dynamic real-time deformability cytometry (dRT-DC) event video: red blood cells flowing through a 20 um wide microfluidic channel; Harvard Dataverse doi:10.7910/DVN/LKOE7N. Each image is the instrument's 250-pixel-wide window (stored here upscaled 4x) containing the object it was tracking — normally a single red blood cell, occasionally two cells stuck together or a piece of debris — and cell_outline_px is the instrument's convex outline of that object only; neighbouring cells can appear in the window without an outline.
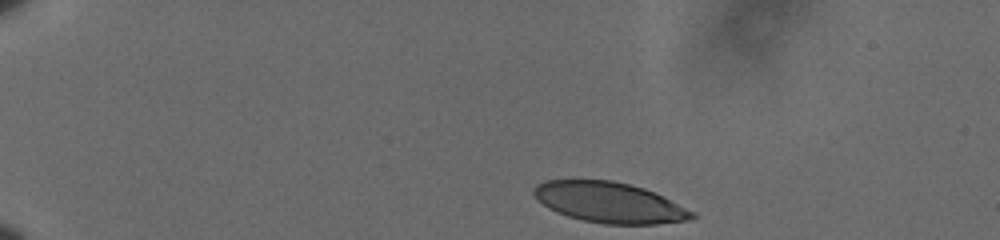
{"species": "human", "species_latin": "Homo sapiens", "temperature_condition": "cold", "stored_images_in_passage": 43, "camera_frame_rate_fps": 3000, "um_per_image_px": 0.085, "donor": {"sex": "male"}, "frame": {"image": 1, "passage_image": 1, "time_ms": 0.0, "image_size_px": [1000, 240], "cell_outline_px": [[696, 216], [692, 220], [656, 224], [604, 224], [584, 220], [568, 216], [556, 212], [548, 208], [532, 192], [532, 188], [536, 184], [544, 180], [612, 180], [644, 188], [664, 196], [696, 212]], "centroid_in_image_um": [51.84, 17.21], "position_along_channel_um": 33.2, "area_um2": 37.51}}
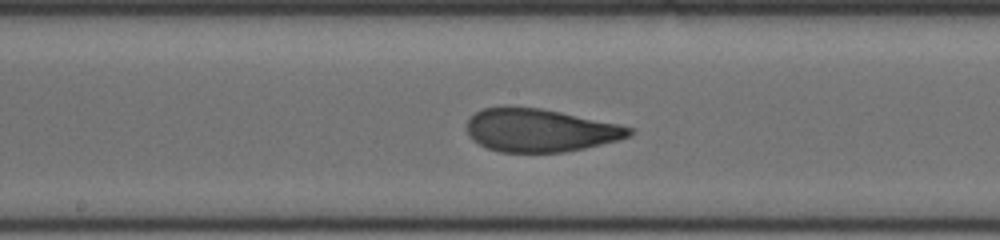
{"frame": {"image": 2, "passage_image": 23, "time_ms": 7.333, "image_size_px": [1000, 240], "cell_outline_px": [[636, 132], [632, 136], [620, 140], [584, 148], [564, 152], [500, 152], [488, 148], [472, 140], [468, 136], [468, 120], [476, 112], [484, 108], [504, 104], [540, 108], [560, 112], [616, 124], [632, 128]], "centroid_in_image_um": [45.88, 11.06], "position_along_channel_um": 202.3, "area_um2": 40.98}}
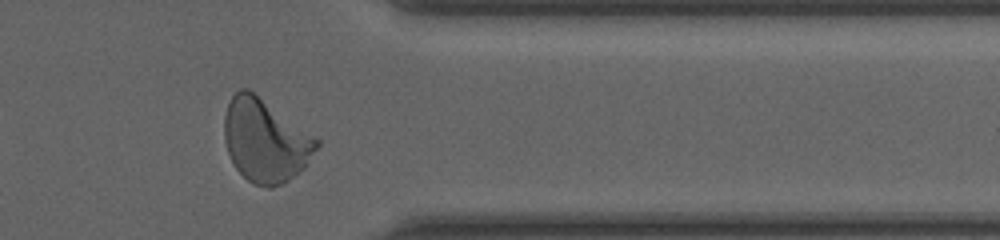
{"frame": {"image": 3, "passage_image": 39, "time_ms": 12.667, "image_size_px": [1000, 240], "cell_outline_px": [[320, 144], [308, 164], [300, 172], [288, 180], [272, 188], [268, 188], [252, 184], [236, 168], [228, 152], [224, 140], [224, 116], [228, 100], [240, 88], [248, 88], [320, 140]], "centroid_in_image_um": [22.54, 11.95], "position_along_channel_um": 388.9, "area_um2": 44.68}, "authors_computed_cell_mechanics": {"area_um2": 41.038, "velocity_mm_per_s": 3.5864, "shape_relaxation_time_tau1_ms": 4.7594, "shape_relaxation_time_tau2_ms": 0.9571, "deformation_change_tau1": 0.1753, "deformation_change_tau2": 0.0755}}